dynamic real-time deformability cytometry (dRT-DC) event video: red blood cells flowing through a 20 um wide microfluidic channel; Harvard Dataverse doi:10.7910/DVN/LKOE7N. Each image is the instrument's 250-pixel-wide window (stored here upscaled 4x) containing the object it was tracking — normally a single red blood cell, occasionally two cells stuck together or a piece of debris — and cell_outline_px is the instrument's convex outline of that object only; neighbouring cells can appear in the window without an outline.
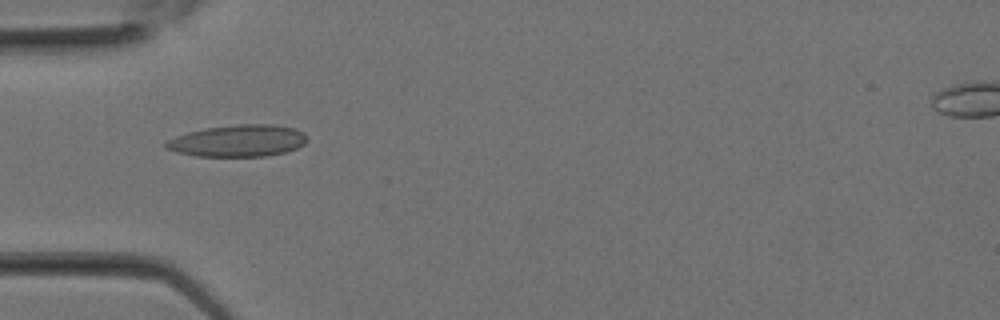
{"species": "Egyptian fruit bat (a non-hibernating species)", "species_latin": "Rousettus aegyptiacus", "temperature_condition": "room temperature", "stored_images_in_passage": 10, "camera_frame_rate_fps": 3000, "um_per_image_px": 0.085, "animal": {"sex": "female"}, "frame": {"image": 1, "passage_image": 1, "time_ms": 0.0, "image_size_px": [1000, 320], "cell_outline_px": [[308, 140], [304, 144], [296, 148], [284, 152], [264, 156], [196, 156], [176, 152], [164, 148], [164, 144], [168, 140], [176, 136], [188, 132], [208, 128], [240, 124], [268, 124], [296, 128], [304, 132]], "centroid_in_image_um": [20.24, 11.97], "position_along_channel_um": 64.8, "area_um2": 26.07}}
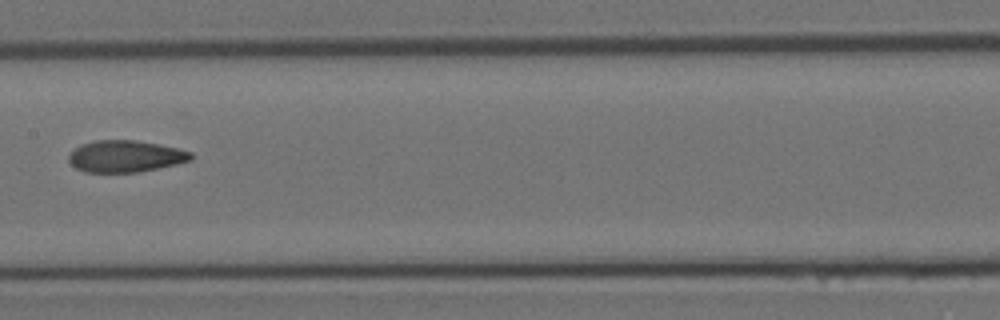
{"frame": {"image": 2, "passage_image": 6, "time_ms": 1.667, "image_size_px": [1000, 320], "cell_outline_px": [[192, 160], [176, 164], [136, 172], [84, 172], [76, 168], [68, 160], [68, 156], [80, 144], [96, 140], [132, 140], [156, 144], [176, 148], [192, 152]], "centroid_in_image_um": [10.63, 13.28], "position_along_channel_um": 196.8, "area_um2": 22.31}}
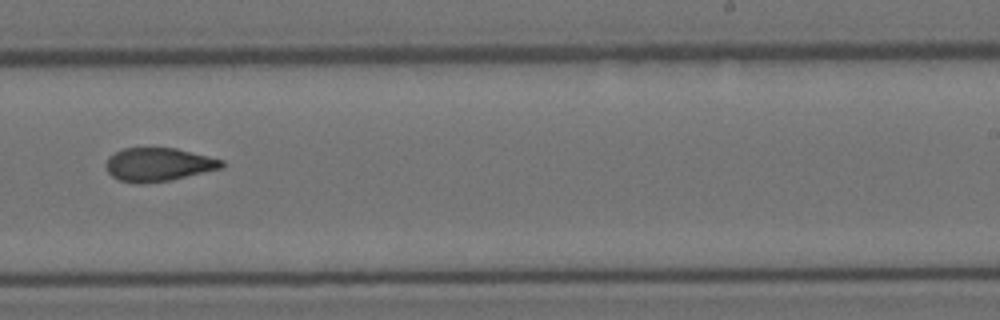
{"frame": {"image": 3, "passage_image": 9, "time_ms": 2.667, "image_size_px": [1000, 320], "cell_outline_px": [[224, 168], [172, 180], [144, 184], [140, 184], [120, 180], [112, 176], [108, 172], [104, 164], [108, 156], [124, 148], [176, 148], [224, 160]], "centroid_in_image_um": [13.48, 13.99], "position_along_channel_um": 275.5, "area_um2": 22.77}}